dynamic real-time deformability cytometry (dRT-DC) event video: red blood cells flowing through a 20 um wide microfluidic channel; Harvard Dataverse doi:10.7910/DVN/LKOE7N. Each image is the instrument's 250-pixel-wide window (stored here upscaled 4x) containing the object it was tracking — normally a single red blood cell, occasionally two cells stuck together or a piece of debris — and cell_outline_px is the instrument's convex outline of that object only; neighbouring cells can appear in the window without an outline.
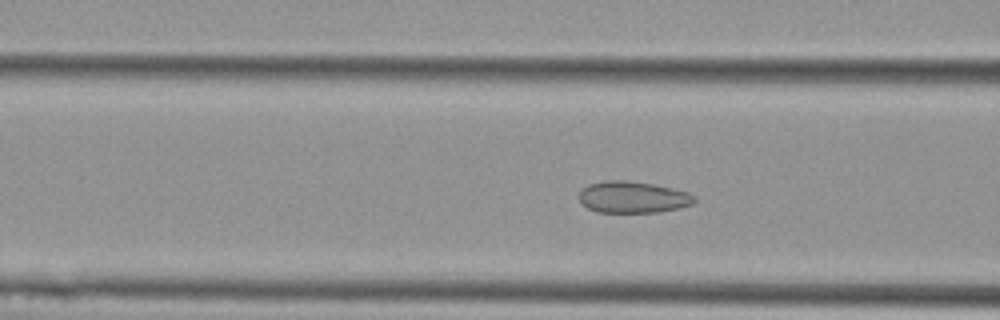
{"species": "Egyptian fruit bat (a non-hibernating species)", "species_latin": "Rousettus aegyptiacus", "temperature_condition": "cold", "stored_images_in_passage": 39, "camera_frame_rate_fps": 3000, "um_per_image_px": 0.085, "animal": {"sex": "female"}, "frame": {"image": 1, "passage_image": 11, "time_ms": 3.333, "image_size_px": [1000, 320], "cell_outline_px": [[696, 200], [692, 204], [680, 208], [660, 212], [596, 212], [588, 208], [580, 200], [580, 192], [588, 184], [604, 180], [624, 180], [652, 184], [688, 192], [696, 196]], "centroid_in_image_um": [53.81, 16.76], "position_along_channel_um": 112.8, "area_um2": 21.15}}
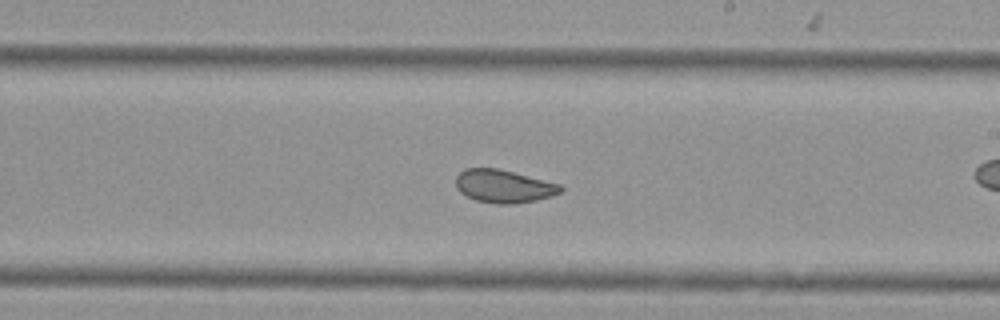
{"frame": {"image": 2, "passage_image": 22, "time_ms": 7.0, "image_size_px": [1000, 320], "cell_outline_px": [[564, 188], [560, 192], [552, 196], [536, 200], [512, 204], [496, 204], [476, 200], [460, 192], [456, 188], [456, 176], [464, 168], [496, 168], [560, 184]], "centroid_in_image_um": [42.8, 15.83], "position_along_channel_um": 246.2, "area_um2": 20.0}}
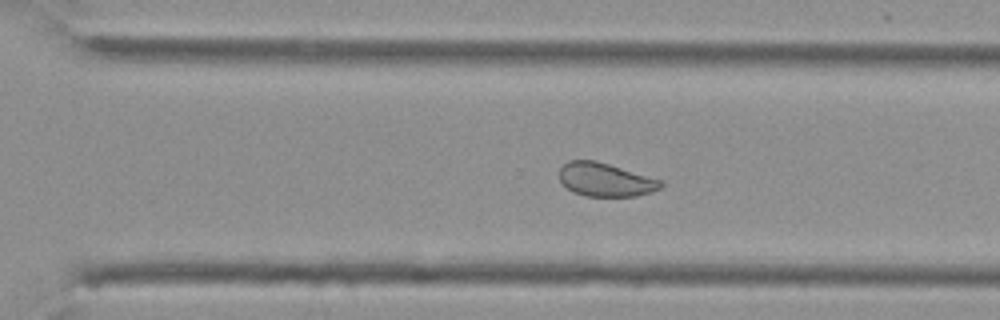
{"frame": {"image": 3, "passage_image": 28, "time_ms": 9.0, "image_size_px": [1000, 320], "cell_outline_px": [[664, 184], [660, 188], [652, 192], [636, 196], [588, 196], [572, 192], [560, 180], [560, 168], [568, 160], [596, 160], [664, 180]], "centroid_in_image_um": [51.5, 15.27], "position_along_channel_um": 319.1, "area_um2": 19.94}, "authors_computed_cell_mechanics": {"area_um2": 21.097, "velocity_mm_per_s": 3.6478, "shape_relaxation_time_tau1_ms": null, "shape_relaxation_time_tau2_ms": 1.4912, "deformation_change_tau1": null, "deformation_change_tau2": 0.0398}}